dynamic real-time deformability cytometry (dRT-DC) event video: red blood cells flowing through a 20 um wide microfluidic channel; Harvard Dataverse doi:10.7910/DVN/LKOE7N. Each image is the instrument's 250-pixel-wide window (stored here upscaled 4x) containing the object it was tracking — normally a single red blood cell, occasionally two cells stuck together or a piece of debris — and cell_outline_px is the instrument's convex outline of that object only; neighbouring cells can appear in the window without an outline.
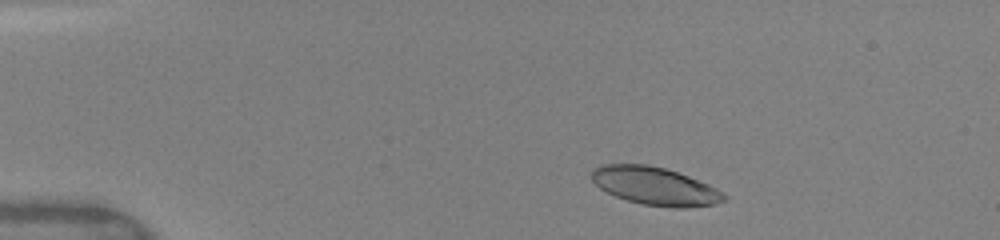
{"species": "human", "species_latin": "Homo sapiens", "temperature_condition": "warm", "stored_images_in_passage": 13, "camera_frame_rate_fps": 3000, "um_per_image_px": 0.085, "donor": {"sex": "female"}, "frame": {"image": 1, "passage_image": 4, "time_ms": 1.0, "image_size_px": [1000, 240], "cell_outline_px": [[728, 196], [724, 200], [712, 204], [684, 208], [672, 208], [640, 204], [616, 196], [600, 188], [592, 180], [592, 168], [600, 164], [648, 164], [664, 168], [688, 176], [708, 184], [724, 192]], "centroid_in_image_um": [55.67, 15.81], "position_along_channel_um": 29.3, "area_um2": 29.25}}